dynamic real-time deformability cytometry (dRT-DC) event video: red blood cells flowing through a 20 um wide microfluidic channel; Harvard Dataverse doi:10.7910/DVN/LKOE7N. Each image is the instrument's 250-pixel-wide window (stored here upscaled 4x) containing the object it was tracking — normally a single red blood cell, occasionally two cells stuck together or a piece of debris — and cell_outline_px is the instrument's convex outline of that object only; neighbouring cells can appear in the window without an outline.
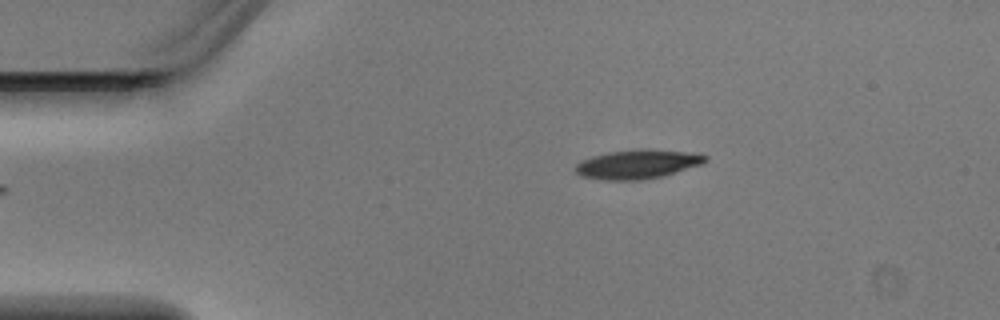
{"species": "Egyptian fruit bat (a non-hibernating species)", "species_latin": "Rousettus aegyptiacus", "temperature_condition": "warm", "stored_images_in_passage": 2, "camera_frame_rate_fps": 3000, "um_per_image_px": 0.085, "animal": {"sex": "male"}, "frame": {"image": 1, "passage_image": 1, "time_ms": 0.0, "image_size_px": [1000, 320], "cell_outline_px": [[708, 160], [700, 164], [660, 176], [644, 180], [604, 180], [580, 176], [572, 168], [580, 160], [592, 156], [608, 152], [636, 148], [648, 148], [684, 152], [708, 156]], "centroid_in_image_um": [54.09, 13.95], "position_along_channel_um": 30.9, "area_um2": 22.02}}